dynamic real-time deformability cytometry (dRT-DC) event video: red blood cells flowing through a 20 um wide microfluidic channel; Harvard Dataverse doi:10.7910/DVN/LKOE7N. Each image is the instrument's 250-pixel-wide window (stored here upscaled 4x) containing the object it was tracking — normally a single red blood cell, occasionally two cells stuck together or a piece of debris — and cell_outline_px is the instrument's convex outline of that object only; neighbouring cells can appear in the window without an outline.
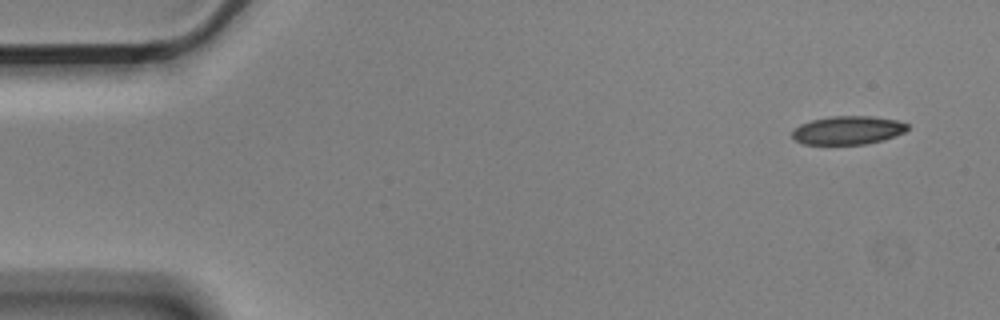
{"species": "Egyptian fruit bat (a non-hibernating species)", "species_latin": "Rousettus aegyptiacus", "temperature_condition": "cold", "stored_images_in_passage": 8, "camera_frame_rate_fps": 3000, "um_per_image_px": 0.085, "animal": {"sex": "male"}, "frame": {"image": 1, "passage_image": 1, "time_ms": 0.0, "image_size_px": [1000, 320], "cell_outline_px": [[908, 128], [904, 132], [884, 140], [864, 144], [804, 144], [796, 140], [792, 136], [792, 132], [800, 124], [812, 120], [832, 116], [872, 116], [896, 120], [908, 124]], "centroid_in_image_um": [72.08, 11.07], "position_along_channel_um": 12.9, "area_um2": 18.96}}
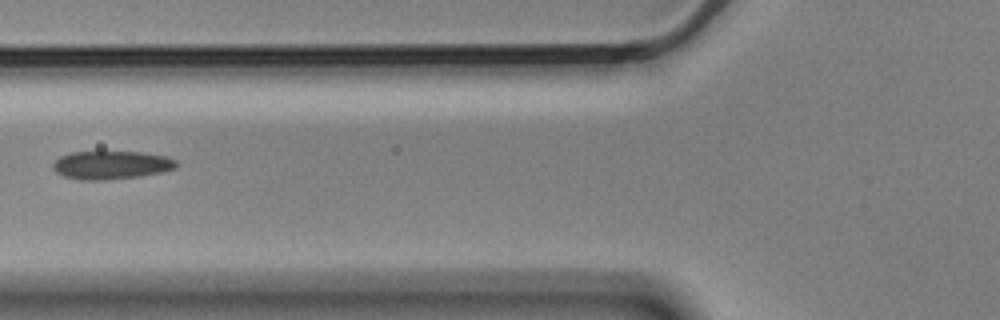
{"frame": {"image": 2, "passage_image": 6, "time_ms": 1.667, "image_size_px": [1000, 320], "cell_outline_px": [[176, 168], [164, 172], [140, 176], [104, 180], [80, 180], [64, 176], [56, 172], [52, 168], [52, 164], [60, 156], [72, 152], [140, 152], [164, 156], [176, 160]], "centroid_in_image_um": [9.44, 14.03], "position_along_channel_um": 116.4, "area_um2": 20.29}}
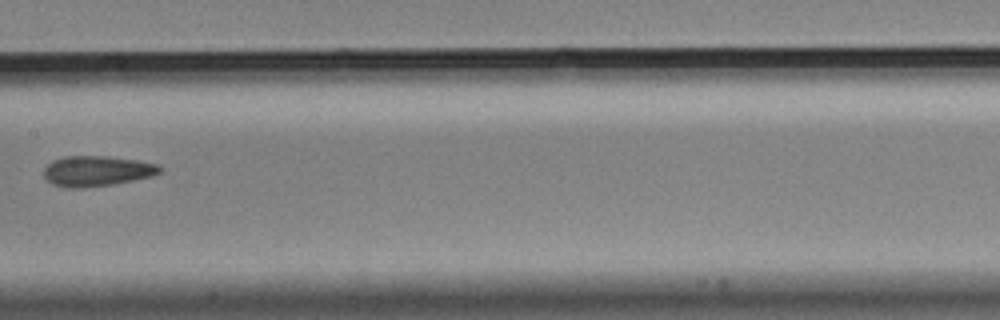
{"frame": {"image": 3, "passage_image": 8, "time_ms": 2.333, "image_size_px": [1000, 320], "cell_outline_px": [[164, 168], [160, 172], [152, 176], [112, 184], [80, 188], [68, 188], [52, 184], [44, 176], [44, 168], [52, 160], [64, 156], [104, 156], [136, 160], [160, 164]], "centroid_in_image_um": [8.24, 14.53], "position_along_channel_um": 199.2, "area_um2": 20.52}}